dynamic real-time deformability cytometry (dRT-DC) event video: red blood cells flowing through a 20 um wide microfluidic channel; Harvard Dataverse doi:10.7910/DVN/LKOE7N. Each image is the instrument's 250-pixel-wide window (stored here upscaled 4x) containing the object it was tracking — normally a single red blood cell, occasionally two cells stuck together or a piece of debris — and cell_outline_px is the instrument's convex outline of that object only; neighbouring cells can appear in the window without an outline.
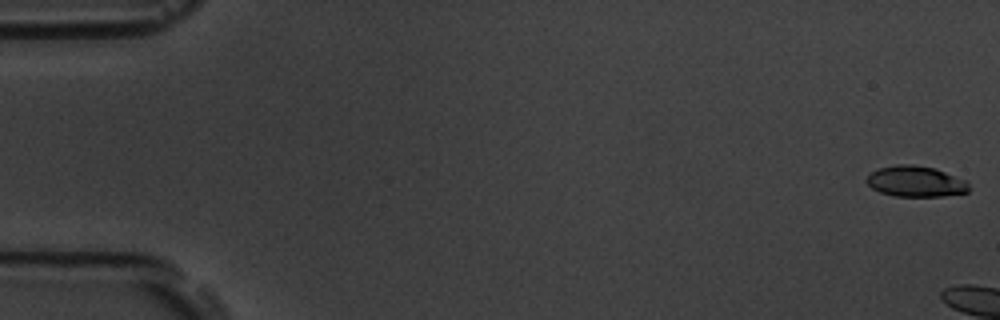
{"species": "common noctule bat (a hibernating species)", "species_latin": "Nyctalus noctula", "temperature_condition": "room temperature", "stored_images_in_passage": 5, "camera_frame_rate_fps": 3000, "um_per_image_px": 0.085, "animal": {"sex": "male", "body_mass_g": 19.5, "forearm_length_mm": 54.6}, "frame": {"image": 1, "passage_image": 1, "time_ms": 0.0, "image_size_px": [1000, 320], "cell_outline_px": [[968, 192], [944, 196], [896, 196], [880, 192], [872, 188], [868, 184], [868, 176], [872, 172], [880, 168], [896, 164], [912, 164], [936, 168], [968, 180]], "centroid_in_image_um": [77.88, 15.41], "position_along_channel_um": 7.1, "area_um2": 18.38}}